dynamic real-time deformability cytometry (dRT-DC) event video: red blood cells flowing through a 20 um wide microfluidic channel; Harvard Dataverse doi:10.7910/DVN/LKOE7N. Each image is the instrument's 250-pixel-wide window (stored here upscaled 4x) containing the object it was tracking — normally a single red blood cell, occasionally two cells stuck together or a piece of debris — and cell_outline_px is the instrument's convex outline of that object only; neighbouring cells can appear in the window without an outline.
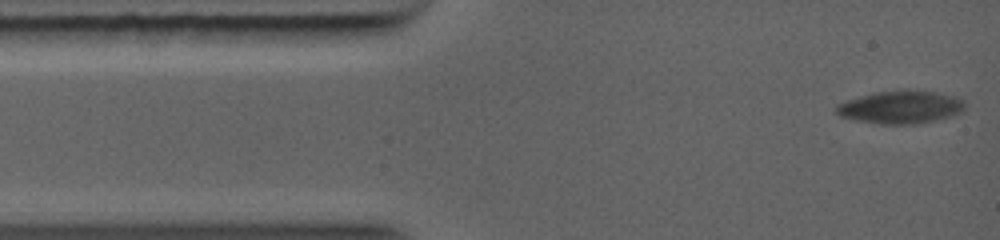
{"species": "common noctule bat (a hibernating species)", "species_latin": "Nyctalus noctula", "temperature_condition": "warm", "stored_images_in_passage": 35, "camera_frame_rate_fps": 5000, "um_per_image_px": 0.085, "animal": {"sex": "female", "body_mass_g": 19.0, "forearm_length_mm": 56.7}, "frame": {"image": 1, "passage_image": 1, "time_ms": 0.0, "image_size_px": [1000, 240], "cell_outline_px": [[964, 108], [960, 112], [936, 120], [920, 124], [880, 124], [856, 120], [840, 116], [836, 112], [836, 104], [848, 100], [876, 92], [904, 88], [932, 92], [964, 100]], "centroid_in_image_um": [76.52, 9.1], "position_along_channel_um": 8.5, "area_um2": 24.45}}
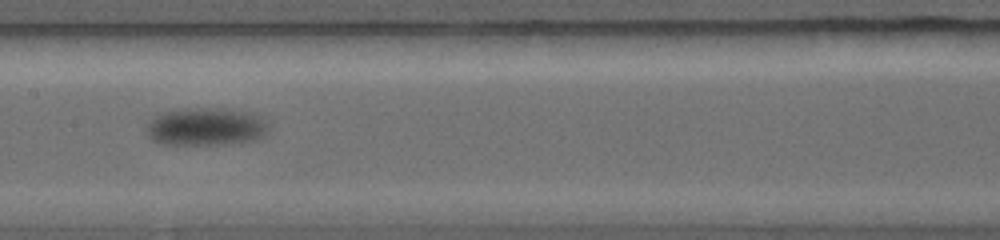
{"frame": {"image": 2, "passage_image": 15, "time_ms": 5.6, "image_size_px": [1000, 240], "cell_outline_px": [[260, 128], [236, 136], [216, 140], [172, 140], [156, 136], [152, 132], [152, 120], [156, 116], [168, 112], [184, 108], [188, 108], [240, 112], [256, 116], [260, 120]], "centroid_in_image_um": [17.26, 10.58], "position_along_channel_um": 190.1, "area_um2": 20.11}}
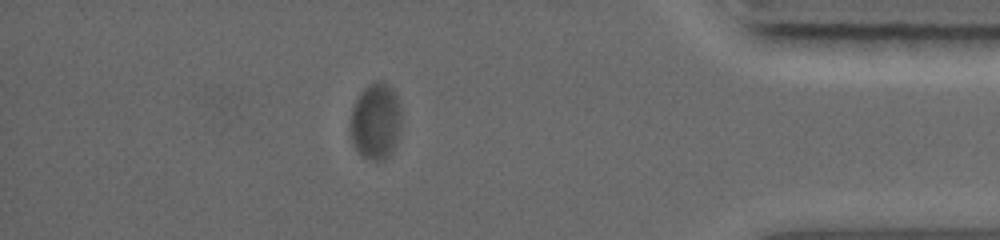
{"frame": {"image": 3, "passage_image": 29, "time_ms": 11.2, "image_size_px": [1000, 240], "cell_outline_px": [[400, 116], [392, 148], [388, 156], [380, 160], [368, 156], [360, 152], [356, 148], [352, 140], [348, 124], [352, 108], [360, 92], [368, 84], [380, 80], [388, 84], [392, 88], [400, 104]], "centroid_in_image_um": [31.88, 10.21], "position_along_channel_um": 403.3, "area_um2": 21.96}}